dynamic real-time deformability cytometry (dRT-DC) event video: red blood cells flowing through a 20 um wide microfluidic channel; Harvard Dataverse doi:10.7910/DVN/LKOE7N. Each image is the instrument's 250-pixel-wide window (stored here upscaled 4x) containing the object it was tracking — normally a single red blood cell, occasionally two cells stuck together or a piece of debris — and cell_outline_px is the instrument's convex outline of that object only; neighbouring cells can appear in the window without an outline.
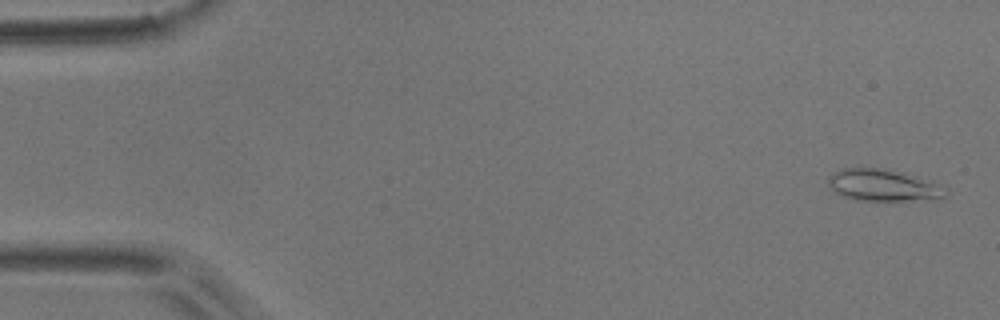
{"species": "common noctule bat (a hibernating species)", "species_latin": "Nyctalus noctula", "temperature_condition": "room temperature", "stored_images_in_passage": 54, "camera_frame_rate_fps": 3000, "um_per_image_px": 0.085, "animal": {"sex": "male", "body_mass_g": 17.9}, "frame": {"image": 1, "passage_image": 2, "time_ms": 0.333, "image_size_px": [1000, 320], "cell_outline_px": [[948, 196], [940, 200], [856, 200], [840, 196], [828, 184], [828, 176], [840, 168], [876, 168], [904, 172], [916, 176], [948, 188]], "centroid_in_image_um": [75.12, 15.76], "position_along_channel_um": 9.9, "area_um2": 22.02}}
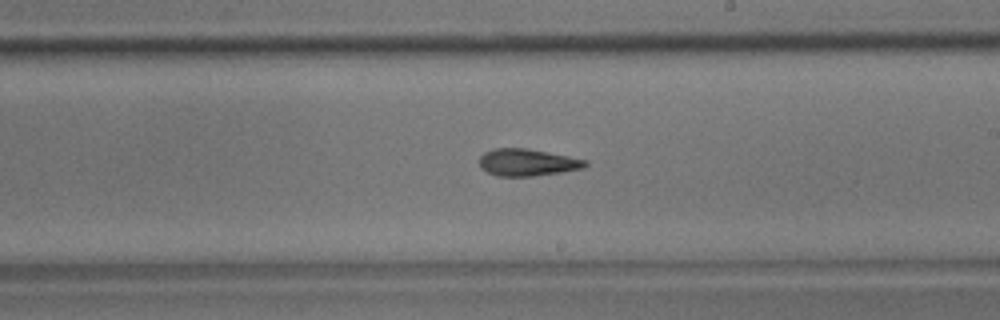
{"frame": {"image": 2, "passage_image": 31, "time_ms": 10.0, "image_size_px": [1000, 320], "cell_outline_px": [[588, 164], [584, 168], [560, 172], [532, 176], [496, 176], [480, 168], [480, 156], [484, 152], [496, 148], [528, 148], [588, 160]], "centroid_in_image_um": [44.82, 13.8], "position_along_channel_um": 244.2, "area_um2": 16.7}}
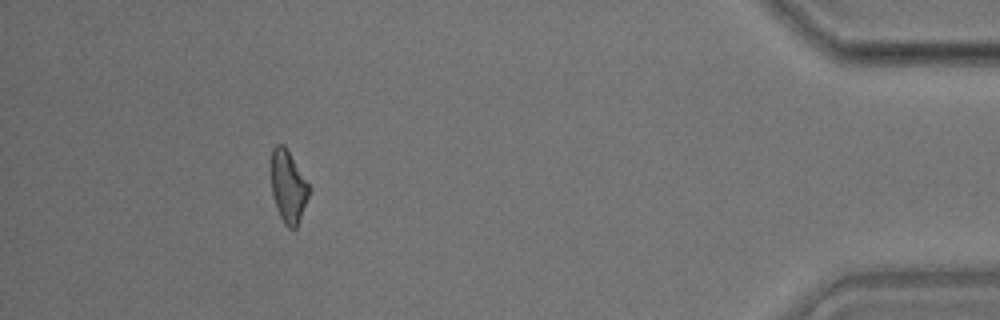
{"frame": {"image": 3, "passage_image": 49, "time_ms": 16.0, "image_size_px": [1000, 320], "cell_outline_px": [[308, 196], [296, 228], [288, 228], [284, 224], [276, 208], [272, 192], [272, 148], [276, 144], [284, 144], [308, 184]], "centroid_in_image_um": [24.47, 15.86], "position_along_channel_um": 410.7, "area_um2": 15.37}, "authors_computed_cell_mechanics": {"area_um2": 16.9354, "velocity_mm_per_s": 3.7305, "shape_relaxation_time_tau1_ms": 6.9788, "shape_relaxation_time_tau2_ms": 6.0087, "deformation_change_tau1": 0.1682, "deformation_change_tau2": 0.1624}}